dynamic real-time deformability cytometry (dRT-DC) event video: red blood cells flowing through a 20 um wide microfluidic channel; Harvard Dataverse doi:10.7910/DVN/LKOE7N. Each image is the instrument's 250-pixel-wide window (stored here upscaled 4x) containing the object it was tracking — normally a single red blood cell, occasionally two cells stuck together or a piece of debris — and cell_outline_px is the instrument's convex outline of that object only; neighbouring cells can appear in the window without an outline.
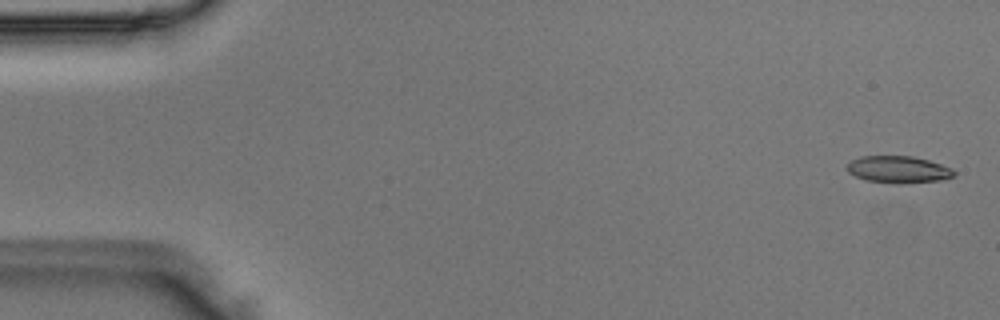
{"species": "Egyptian fruit bat (a non-hibernating species)", "species_latin": "Rousettus aegyptiacus", "temperature_condition": "room temperature", "stored_images_in_passage": 50, "camera_frame_rate_fps": 3000, "um_per_image_px": 0.085, "animal": {"sex": "male"}, "frame": {"image": 1, "passage_image": 2, "time_ms": 0.333, "image_size_px": [1000, 320], "cell_outline_px": [[956, 176], [940, 180], [904, 184], [896, 184], [868, 180], [856, 176], [848, 172], [848, 164], [852, 160], [860, 156], [912, 156], [928, 160], [952, 168], [956, 172]], "centroid_in_image_um": [76.4, 14.41], "position_along_channel_um": 8.6, "area_um2": 16.82}}
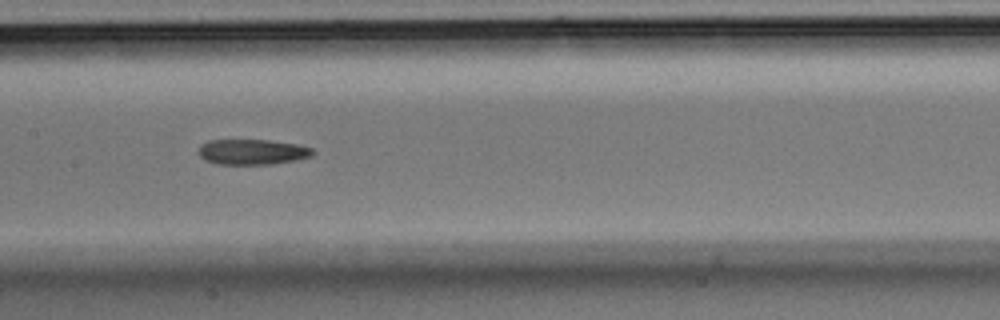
{"frame": {"image": 2, "passage_image": 25, "time_ms": 8.0, "image_size_px": [1000, 320], "cell_outline_px": [[316, 152], [312, 156], [292, 160], [268, 164], [216, 164], [204, 160], [196, 152], [200, 144], [208, 140], [268, 140], [300, 144], [312, 148]], "centroid_in_image_um": [21.4, 12.9], "position_along_channel_um": 186.0, "area_um2": 17.05}}
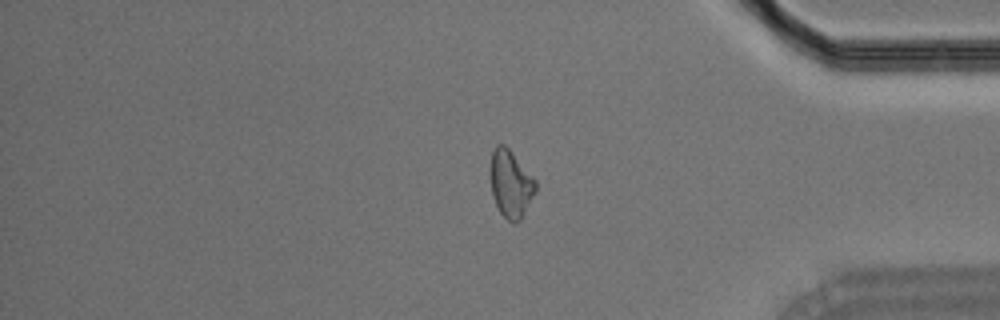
{"frame": {"image": 3, "passage_image": 42, "time_ms": 13.667, "image_size_px": [1000, 320], "cell_outline_px": [[536, 192], [520, 220], [512, 224], [500, 212], [492, 196], [488, 172], [488, 168], [492, 152], [496, 144], [504, 144], [508, 148], [536, 180]], "centroid_in_image_um": [43.37, 15.61], "position_along_channel_um": 391.8, "area_um2": 18.03}}